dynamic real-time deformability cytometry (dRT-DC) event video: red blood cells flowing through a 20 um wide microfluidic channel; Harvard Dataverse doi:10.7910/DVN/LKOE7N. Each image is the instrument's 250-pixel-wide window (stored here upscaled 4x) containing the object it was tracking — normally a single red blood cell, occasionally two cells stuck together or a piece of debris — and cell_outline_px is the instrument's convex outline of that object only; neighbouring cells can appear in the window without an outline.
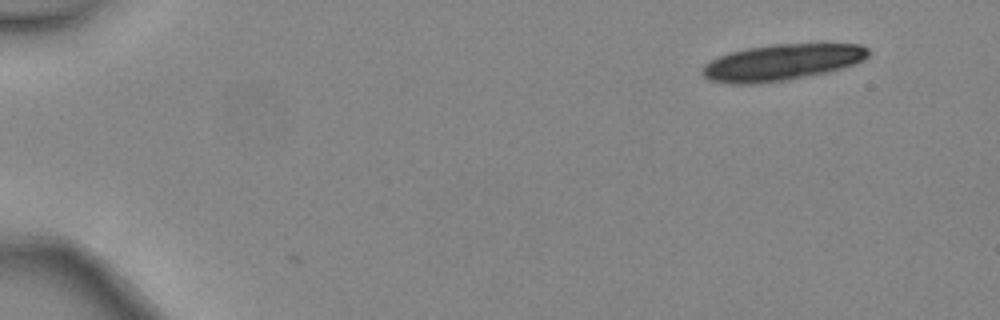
{"species": "common noctule bat (a hibernating species)", "species_latin": "Nyctalus noctula", "temperature_condition": "warm", "stored_images_in_passage": 4, "camera_frame_rate_fps": 3000, "um_per_image_px": 0.085, "animal": {"sex": "female", "body_mass_g": 24.6, "forearm_length_mm": 56.2}, "frame": {"image": 1, "passage_image": 1, "time_ms": 0.0, "image_size_px": [1000, 320], "cell_outline_px": [[868, 56], [864, 60], [856, 64], [828, 72], [784, 80], [756, 84], [728, 84], [708, 80], [700, 72], [704, 64], [728, 52], [748, 48], [772, 44], [860, 44], [868, 48]], "centroid_in_image_um": [66.43, 5.31], "position_along_channel_um": 18.6, "area_um2": 35.14}}